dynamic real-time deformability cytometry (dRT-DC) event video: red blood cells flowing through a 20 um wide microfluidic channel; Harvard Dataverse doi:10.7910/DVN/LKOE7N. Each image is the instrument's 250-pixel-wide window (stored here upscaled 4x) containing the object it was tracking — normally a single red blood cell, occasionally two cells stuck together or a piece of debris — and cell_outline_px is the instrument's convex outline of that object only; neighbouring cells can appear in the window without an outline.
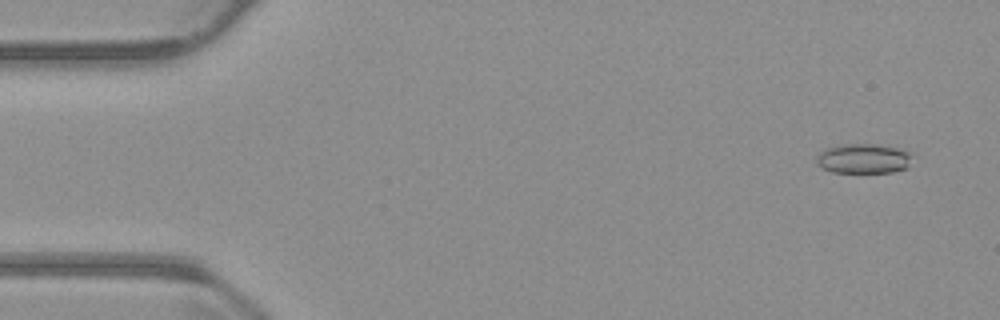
{"species": "common noctule bat (a hibernating species)", "species_latin": "Nyctalus noctula", "temperature_condition": "warm", "stored_images_in_passage": 54, "camera_frame_rate_fps": 3000, "um_per_image_px": 0.085, "animal": {"sex": "male", "body_mass_g": 23.1, "forearm_length_mm": 52.7}, "frame": {"image": 1, "passage_image": 3, "time_ms": 0.667, "image_size_px": [1000, 320], "cell_outline_px": [[912, 156], [908, 168], [892, 172], [832, 172], [820, 168], [816, 160], [816, 156], [824, 148], [844, 144], [880, 144], [896, 148], [908, 152]], "centroid_in_image_um": [73.37, 13.48], "position_along_channel_um": 11.6, "area_um2": 16.7}}
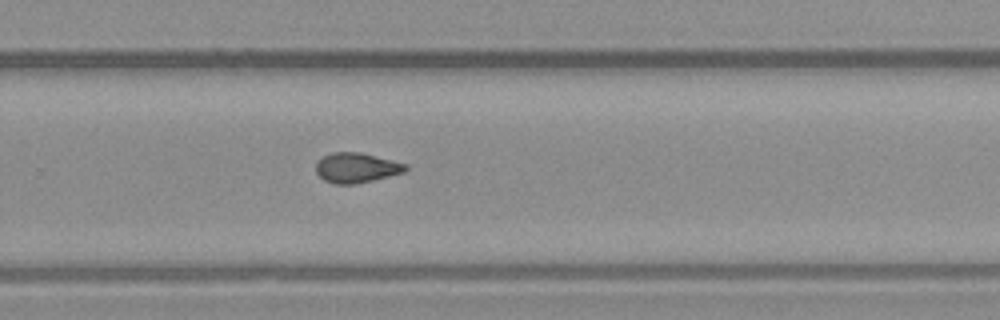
{"frame": {"image": 2, "passage_image": 35, "time_ms": 11.333, "image_size_px": [1000, 320], "cell_outline_px": [[408, 168], [404, 172], [356, 184], [332, 184], [324, 180], [316, 172], [316, 160], [332, 152], [360, 152], [408, 164]], "centroid_in_image_um": [30.27, 14.26], "position_along_channel_um": 299.5, "area_um2": 15.66}}
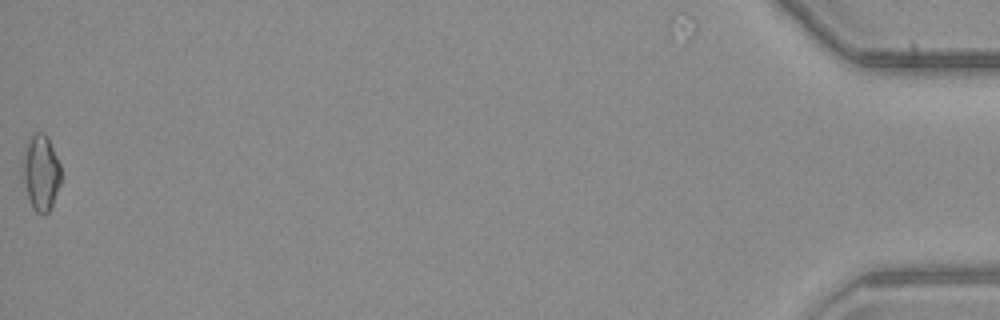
{"frame": {"image": 3, "passage_image": 54, "time_ms": 17.667, "image_size_px": [1000, 320], "cell_outline_px": [[60, 184], [52, 204], [48, 212], [36, 212], [32, 208], [28, 196], [24, 180], [24, 152], [28, 140], [36, 132], [44, 132], [48, 136], [60, 164]], "centroid_in_image_um": [3.5, 14.63], "position_along_channel_um": 431.7, "area_um2": 16.36}, "authors_computed_cell_mechanics": {"area_um2": 15.7794, "velocity_mm_per_s": 3.8221, "shape_relaxation_time_tau1_ms": null, "shape_relaxation_time_tau2_ms": 3.4829, "deformation_change_tau1": null, "deformation_change_tau2": 0.0775}}